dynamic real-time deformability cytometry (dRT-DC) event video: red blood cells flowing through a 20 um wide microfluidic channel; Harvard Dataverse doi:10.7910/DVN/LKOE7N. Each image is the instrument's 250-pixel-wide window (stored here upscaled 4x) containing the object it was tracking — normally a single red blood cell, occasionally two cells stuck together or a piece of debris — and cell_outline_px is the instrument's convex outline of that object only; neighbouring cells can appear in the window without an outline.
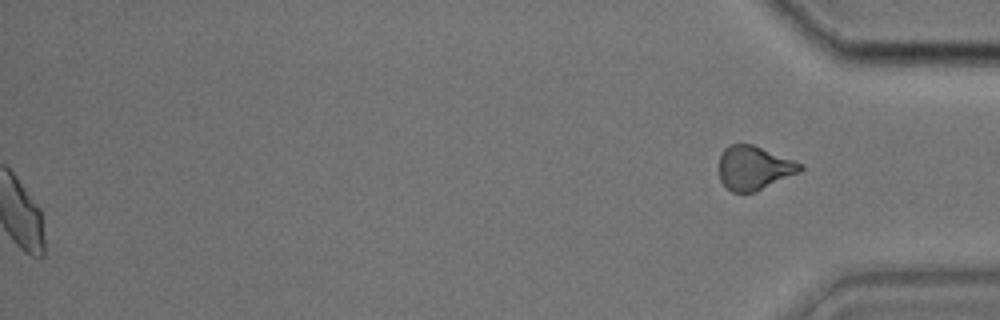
{"species": "common noctule bat (a hibernating species)", "species_latin": "Nyctalus noctula", "temperature_condition": "cold", "stored_images_in_passage": 38, "camera_frame_rate_fps": 3000, "um_per_image_px": 0.085, "animal": {"sex": "male", "body_mass_g": 17.9, "forearm_length_mm": 54.2}, "frame": {"image": 1, "passage_image": 38, "time_ms": 12.333, "image_size_px": [1000, 320], "cell_outline_px": [[804, 168], [800, 172], [756, 192], [732, 192], [720, 180], [720, 156], [724, 148], [728, 144], [752, 144], [804, 164]], "centroid_in_image_um": [64.11, 14.27], "position_along_channel_um": 371.1, "area_um2": 20.75}}